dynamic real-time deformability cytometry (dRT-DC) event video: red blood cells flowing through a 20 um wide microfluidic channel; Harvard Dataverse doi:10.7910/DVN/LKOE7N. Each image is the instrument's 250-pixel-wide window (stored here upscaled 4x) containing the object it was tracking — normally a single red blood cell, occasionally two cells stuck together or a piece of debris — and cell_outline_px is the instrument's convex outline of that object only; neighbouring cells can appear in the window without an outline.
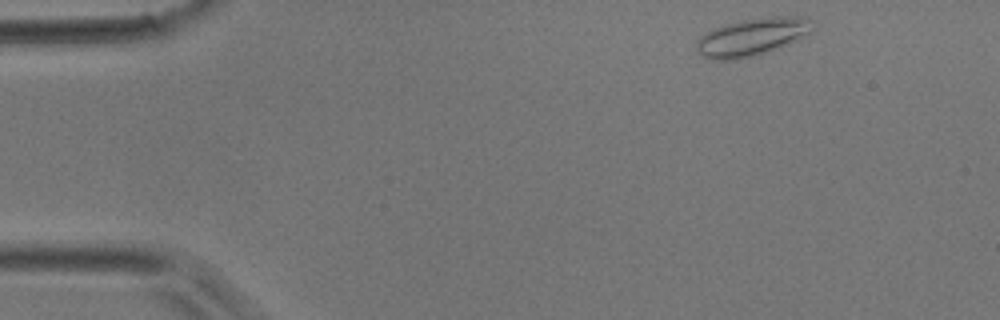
{"species": "common noctule bat (a hibernating species)", "species_latin": "Nyctalus noctula", "temperature_condition": "room temperature", "stored_images_in_passage": 4, "camera_frame_rate_fps": 3000, "um_per_image_px": 0.085, "animal": {"sex": "male", "body_mass_g": 17.9}, "frame": {"image": 1, "passage_image": 1, "time_ms": 0.0, "image_size_px": [1000, 320], "cell_outline_px": [[812, 20], [808, 32], [804, 36], [788, 44], [768, 52], [752, 56], [732, 60], [716, 60], [704, 56], [696, 48], [696, 40], [700, 36], [720, 24], [740, 20], [772, 16], [796, 16]], "centroid_in_image_um": [63.87, 3.13], "position_along_channel_um": 21.1, "area_um2": 25.26}}